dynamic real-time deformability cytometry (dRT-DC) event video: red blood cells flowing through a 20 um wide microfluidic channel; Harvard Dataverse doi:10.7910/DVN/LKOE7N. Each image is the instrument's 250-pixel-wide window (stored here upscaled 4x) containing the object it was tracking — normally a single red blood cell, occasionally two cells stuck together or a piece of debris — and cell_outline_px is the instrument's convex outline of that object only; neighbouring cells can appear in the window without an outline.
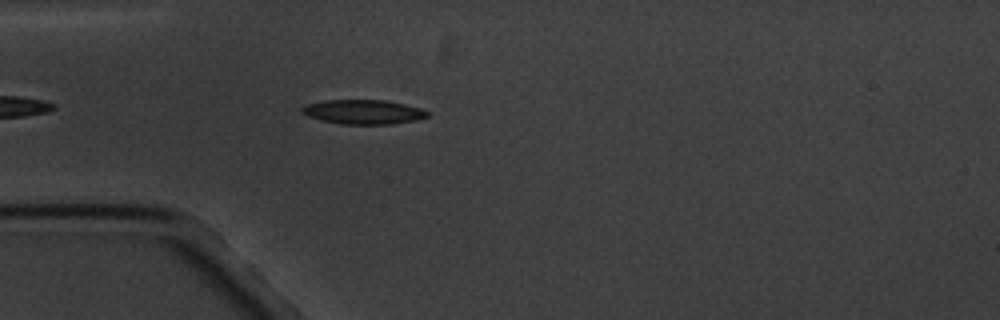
{"species": "common noctule bat (a hibernating species)", "species_latin": "Nyctalus noctula", "temperature_condition": "cold", "stored_images_in_passage": 5, "camera_frame_rate_fps": 3000, "um_per_image_px": 0.085, "animal": {"sex": "male", "body_mass_g": 20.1, "forearm_length_mm": 53.5}, "frame": {"image": 1, "passage_image": 5, "time_ms": 4.667, "image_size_px": [1000, 320], "cell_outline_px": [[428, 116], [412, 120], [388, 124], [340, 124], [320, 120], [308, 116], [300, 112], [300, 108], [304, 104], [324, 100], [384, 100], [404, 104], [420, 108], [428, 112]], "centroid_in_image_um": [30.78, 9.5], "position_along_channel_um": 54.2, "area_um2": 17.74}}